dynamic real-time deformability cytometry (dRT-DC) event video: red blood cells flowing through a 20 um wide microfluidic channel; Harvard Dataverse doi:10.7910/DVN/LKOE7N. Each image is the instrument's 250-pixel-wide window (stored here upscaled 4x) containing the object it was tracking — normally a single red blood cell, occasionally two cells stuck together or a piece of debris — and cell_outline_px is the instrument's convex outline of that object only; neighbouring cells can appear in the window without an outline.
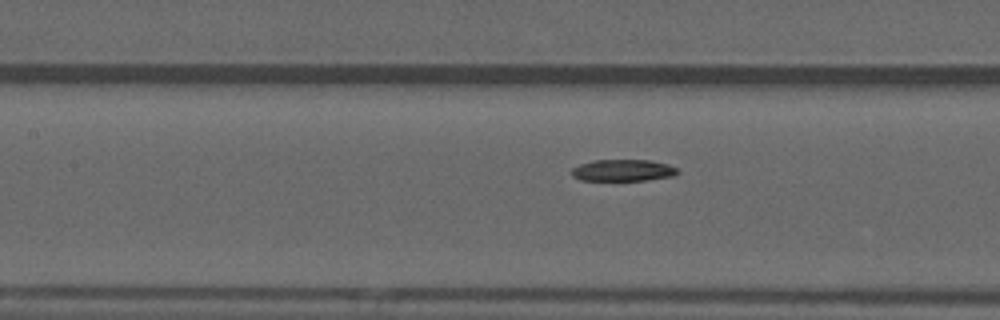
{"species": "common noctule bat (a hibernating species)", "species_latin": "Nyctalus noctula", "temperature_condition": "warm", "stored_images_in_passage": 35, "camera_frame_rate_fps": 3000, "um_per_image_px": 0.085, "animal": {"sex": "male", "forearm_length_mm": 52.5}, "frame": {"image": 1, "passage_image": 16, "time_ms": 5.0, "image_size_px": [1000, 320], "cell_outline_px": [[680, 172], [672, 176], [648, 180], [580, 180], [572, 176], [572, 168], [580, 164], [592, 160], [652, 160], [668, 164], [676, 168]], "centroid_in_image_um": [52.96, 14.47], "position_along_channel_um": 154.4, "area_um2": 13.41}}